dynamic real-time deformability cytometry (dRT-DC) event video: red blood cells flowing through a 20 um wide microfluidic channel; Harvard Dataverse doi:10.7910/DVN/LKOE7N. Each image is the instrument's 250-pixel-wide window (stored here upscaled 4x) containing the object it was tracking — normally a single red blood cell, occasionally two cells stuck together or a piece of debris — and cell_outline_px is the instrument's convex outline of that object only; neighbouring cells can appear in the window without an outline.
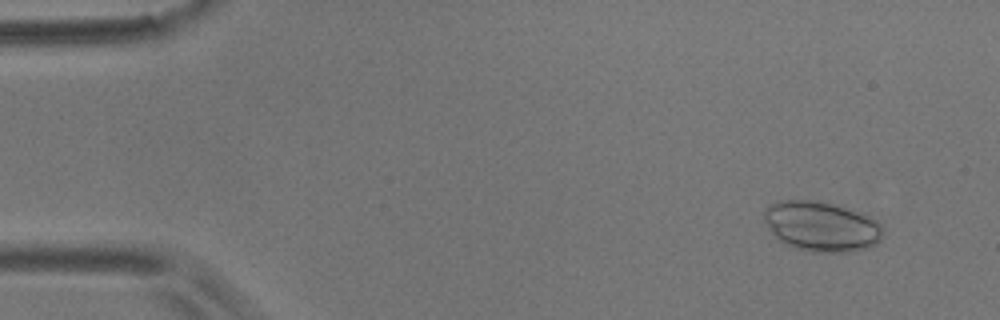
{"species": "common noctule bat (a hibernating species)", "species_latin": "Nyctalus noctula", "temperature_condition": "room temperature", "stored_images_in_passage": 14, "camera_frame_rate_fps": 3000, "um_per_image_px": 0.085, "animal": {"sex": "male", "body_mass_g": 17.9}, "frame": {"image": 1, "passage_image": 1, "time_ms": 0.0, "image_size_px": [1000, 320], "cell_outline_px": [[884, 232], [880, 240], [876, 244], [868, 248], [852, 252], [812, 252], [796, 248], [776, 240], [768, 228], [764, 220], [764, 208], [780, 200], [816, 200], [832, 204], [860, 212], [876, 220], [884, 228]], "centroid_in_image_um": [69.82, 19.25], "position_along_channel_um": 15.2, "area_um2": 34.97}}
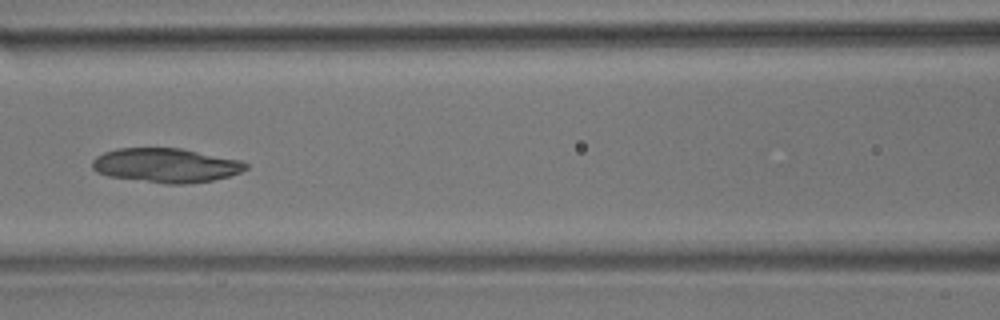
{"frame": {"image": 2, "passage_image": 6, "time_ms": 1.667, "image_size_px": [1000, 320], "cell_outline_px": [[248, 168], [240, 172], [228, 176], [212, 180], [184, 184], [164, 184], [108, 176], [96, 172], [92, 168], [92, 160], [96, 156], [104, 152], [116, 148], [180, 148], [240, 160], [248, 164]], "centroid_in_image_um": [14.07, 14.05], "position_along_channel_um": 152.5, "area_um2": 30.69}}
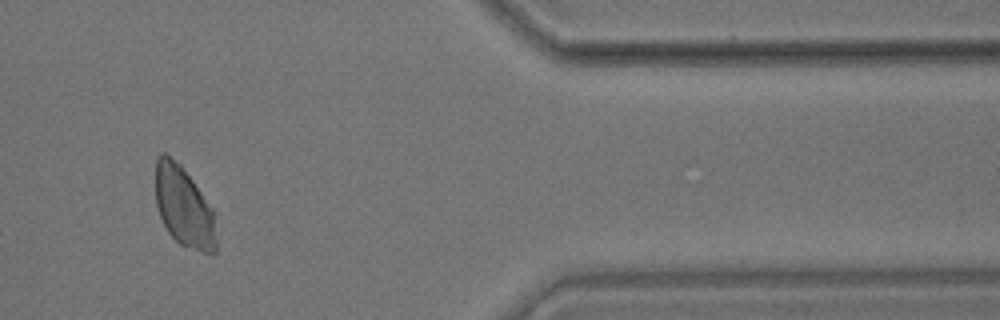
{"frame": {"image": 3, "passage_image": 12, "time_ms": 3.667, "image_size_px": [1000, 320], "cell_outline_px": [[216, 252], [204, 252], [180, 244], [168, 232], [160, 216], [156, 204], [156, 160], [160, 152], [164, 152], [180, 164], [216, 212]], "centroid_in_image_um": [15.65, 17.57], "position_along_channel_um": 395.8, "area_um2": 28.44}}